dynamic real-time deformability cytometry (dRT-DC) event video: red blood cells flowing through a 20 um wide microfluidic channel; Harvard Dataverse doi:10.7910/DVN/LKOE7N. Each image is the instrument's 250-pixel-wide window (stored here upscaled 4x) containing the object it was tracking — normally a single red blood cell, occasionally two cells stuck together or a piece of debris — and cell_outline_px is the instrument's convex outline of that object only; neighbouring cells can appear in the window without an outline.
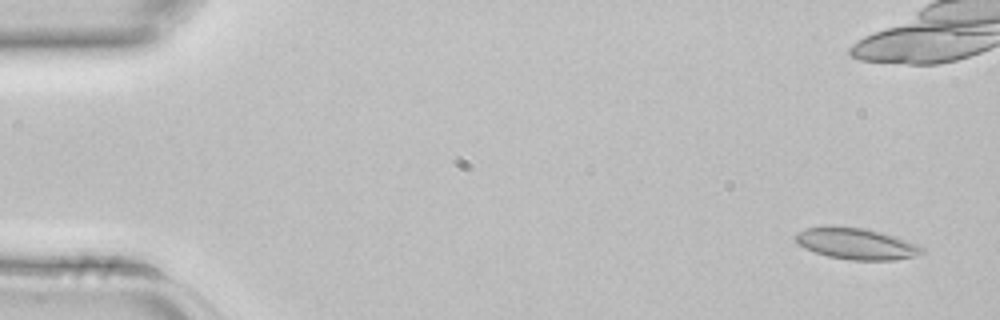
{"species": "common noctule bat (a hibernating species)", "species_latin": "Nyctalus noctula", "temperature_condition": "room temperature", "stored_images_in_passage": 5, "camera_frame_rate_fps": 3000, "um_per_image_px": 0.085, "animal": {"sex": "female", "body_mass_g": 22.7, "forearm_length_mm": 54.2}, "frame": {"image": 1, "passage_image": 1, "time_ms": 0.0, "image_size_px": [1000, 320], "cell_outline_px": [[924, 252], [916, 256], [892, 260], [852, 260], [828, 256], [804, 248], [796, 240], [796, 232], [808, 228], [864, 228], [884, 232], [896, 236], [916, 244], [924, 248]], "centroid_in_image_um": [72.86, 20.74], "position_along_channel_um": 12.1, "area_um2": 22.48}}